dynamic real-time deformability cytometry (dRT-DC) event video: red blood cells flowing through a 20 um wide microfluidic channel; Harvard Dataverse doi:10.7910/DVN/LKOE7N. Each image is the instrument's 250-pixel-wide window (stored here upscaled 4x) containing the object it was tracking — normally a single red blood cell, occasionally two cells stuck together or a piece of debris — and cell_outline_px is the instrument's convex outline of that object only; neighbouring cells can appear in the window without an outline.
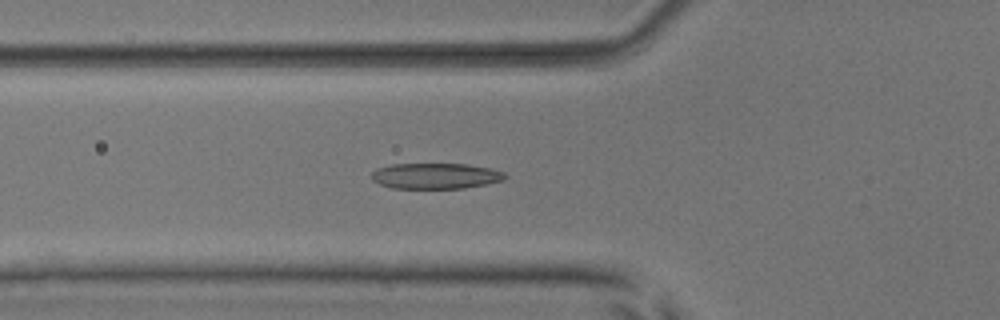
{"species": "common noctule bat (a hibernating species)", "species_latin": "Nyctalus noctula", "temperature_condition": "room temperature", "stored_images_in_passage": 54, "camera_frame_rate_fps": 3000, "um_per_image_px": 0.085, "animal": {"sex": "male", "body_mass_g": 17.9, "forearm_length_mm": 54.2}, "frame": {"image": 1, "passage_image": 20, "time_ms": 6.333, "image_size_px": [1000, 320], "cell_outline_px": [[508, 176], [504, 180], [464, 188], [392, 188], [380, 184], [372, 180], [372, 172], [376, 168], [392, 164], [464, 164], [492, 168], [504, 172]], "centroid_in_image_um": [37.03, 14.95], "position_along_channel_um": 88.8, "area_um2": 20.0}}
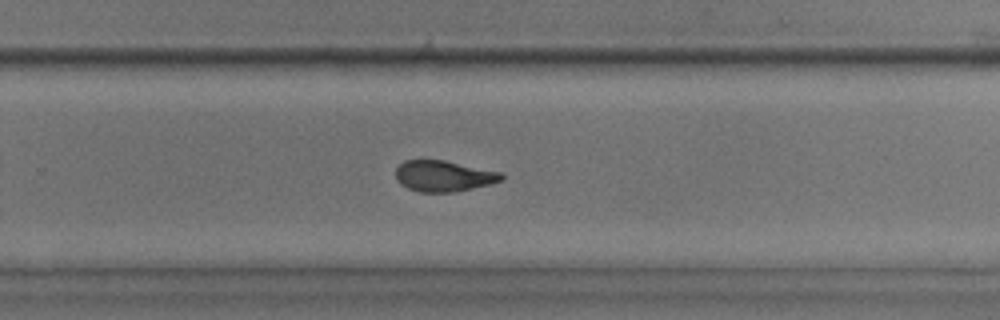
{"frame": {"image": 2, "passage_image": 36, "time_ms": 11.667, "image_size_px": [1000, 320], "cell_outline_px": [[504, 180], [492, 184], [456, 192], [420, 192], [408, 188], [400, 184], [396, 180], [396, 168], [404, 160], [444, 160], [500, 172], [504, 176]], "centroid_in_image_um": [37.72, 14.97], "position_along_channel_um": 292.1, "area_um2": 19.19}}
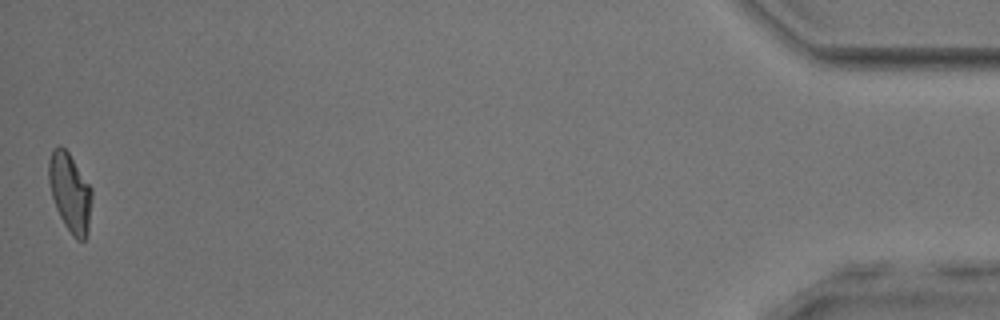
{"frame": {"image": 3, "passage_image": 54, "time_ms": 17.667, "image_size_px": [1000, 320], "cell_outline_px": [[92, 196], [88, 236], [84, 240], [76, 240], [72, 236], [64, 224], [56, 208], [52, 196], [48, 180], [48, 160], [52, 148], [60, 144], [68, 152], [92, 188]], "centroid_in_image_um": [5.95, 16.36], "position_along_channel_um": 429.3, "area_um2": 20.0}, "authors_computed_cell_mechanics": {"area_um2": 20.0566, "velocity_mm_per_s": 3.8213, "shape_relaxation_time_tau1_ms": 3.037, "shape_relaxation_time_tau2_ms": 2.062, "deformation_change_tau1": 0.1546, "deformation_change_tau2": 0.0977}}